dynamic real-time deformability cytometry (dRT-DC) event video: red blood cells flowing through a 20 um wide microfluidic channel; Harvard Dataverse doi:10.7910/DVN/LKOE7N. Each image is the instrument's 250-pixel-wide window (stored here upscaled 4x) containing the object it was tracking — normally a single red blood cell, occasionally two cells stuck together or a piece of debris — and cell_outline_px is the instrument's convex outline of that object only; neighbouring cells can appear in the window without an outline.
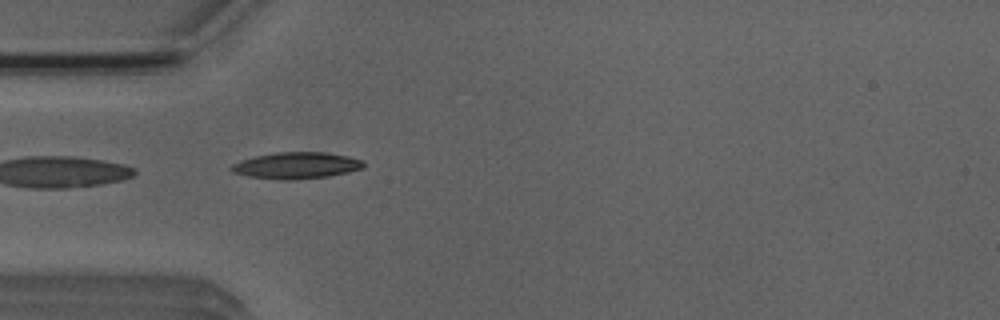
{"species": "Egyptian fruit bat (a non-hibernating species)", "species_latin": "Rousettus aegyptiacus", "temperature_condition": "room temperature", "stored_images_in_passage": 5, "camera_frame_rate_fps": 3000, "um_per_image_px": 0.085, "animal": {"sex": "male"}, "frame": {"image": 1, "passage_image": 3, "time_ms": 3.333, "image_size_px": [1000, 320], "cell_outline_px": [[364, 168], [348, 172], [328, 176], [292, 180], [284, 180], [248, 176], [232, 172], [228, 168], [232, 164], [240, 160], [256, 156], [276, 152], [324, 152], [348, 156], [364, 160]], "centroid_in_image_um": [25.19, 14.06], "position_along_channel_um": 59.8, "area_um2": 20.46}}